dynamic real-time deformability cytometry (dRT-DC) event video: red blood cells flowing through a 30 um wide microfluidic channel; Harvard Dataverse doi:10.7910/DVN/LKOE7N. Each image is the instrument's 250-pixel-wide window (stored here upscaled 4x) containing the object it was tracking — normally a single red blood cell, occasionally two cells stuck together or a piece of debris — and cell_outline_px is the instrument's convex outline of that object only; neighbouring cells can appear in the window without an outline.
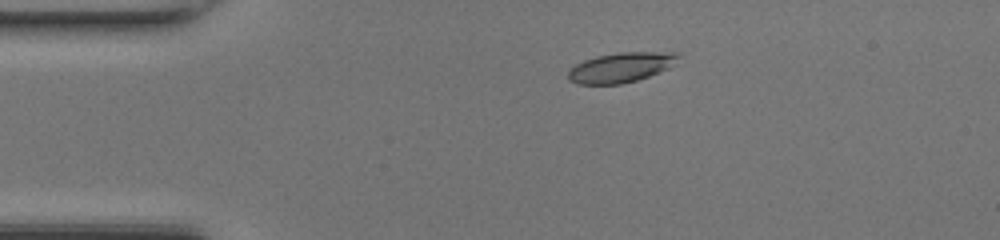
{"species": "common noctule bat (a hibernating species)", "species_latin": "Nyctalus noctula", "temperature_condition": "room temperature", "stored_images_in_passage": 39, "camera_frame_rate_fps": 3000, "um_per_image_px": 0.085, "animal": {"sex": "female", "body_mass_g": 17.0, "forearm_length_mm": 48.0}, "frame": {"image": 1, "passage_image": 1, "time_ms": 0.0, "image_size_px": [1000, 240], "cell_outline_px": [[680, 56], [676, 64], [668, 68], [648, 76], [636, 80], [620, 84], [576, 84], [568, 80], [568, 72], [576, 64], [584, 60], [596, 56], [620, 52], [680, 52]], "centroid_in_image_um": [52.8, 5.72], "position_along_channel_um": 32.2, "area_um2": 19.19}}
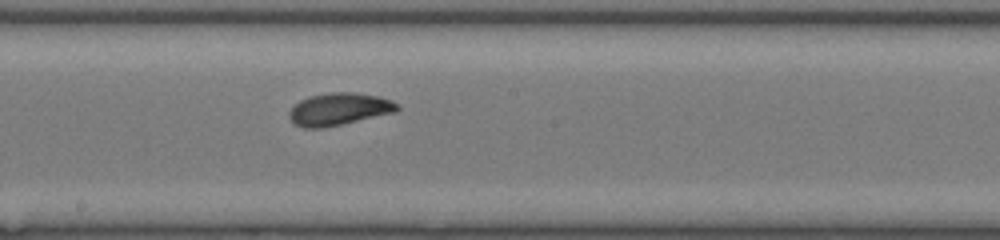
{"frame": {"image": 2, "passage_image": 17, "time_ms": 5.333, "image_size_px": [1000, 240], "cell_outline_px": [[400, 108], [396, 112], [340, 124], [320, 128], [304, 128], [296, 124], [288, 116], [288, 112], [300, 100], [308, 96], [332, 92], [352, 92], [380, 96], [392, 100], [400, 104]], "centroid_in_image_um": [28.85, 9.26], "position_along_channel_um": 219.3, "area_um2": 20.29}}
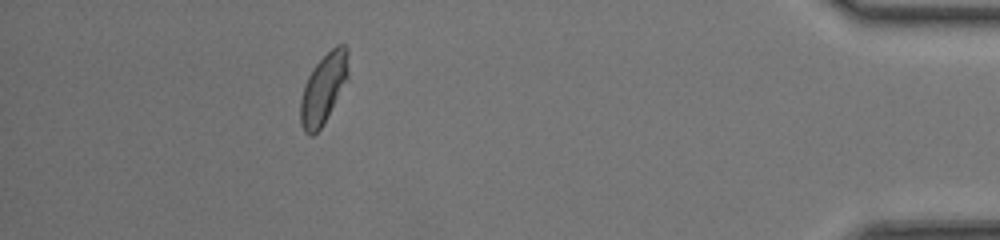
{"frame": {"image": 3, "passage_image": 34, "time_ms": 11.0, "image_size_px": [1000, 240], "cell_outline_px": [[348, 76], [320, 128], [312, 136], [308, 136], [304, 132], [300, 124], [300, 100], [304, 84], [312, 68], [336, 44], [344, 44], [348, 48]], "centroid_in_image_um": [27.46, 7.51], "position_along_channel_um": 407.7, "area_um2": 19.13}, "authors_computed_cell_mechanics": {"area_um2": 19.3052, "velocity_mm_per_s": 4.3606, "shape_relaxation_time_tau1_ms": 3.3058, "shape_relaxation_time_tau2_ms": 1.002, "deformation_change_tau1": 0.1729, "deformation_change_tau2": 0.0651}}